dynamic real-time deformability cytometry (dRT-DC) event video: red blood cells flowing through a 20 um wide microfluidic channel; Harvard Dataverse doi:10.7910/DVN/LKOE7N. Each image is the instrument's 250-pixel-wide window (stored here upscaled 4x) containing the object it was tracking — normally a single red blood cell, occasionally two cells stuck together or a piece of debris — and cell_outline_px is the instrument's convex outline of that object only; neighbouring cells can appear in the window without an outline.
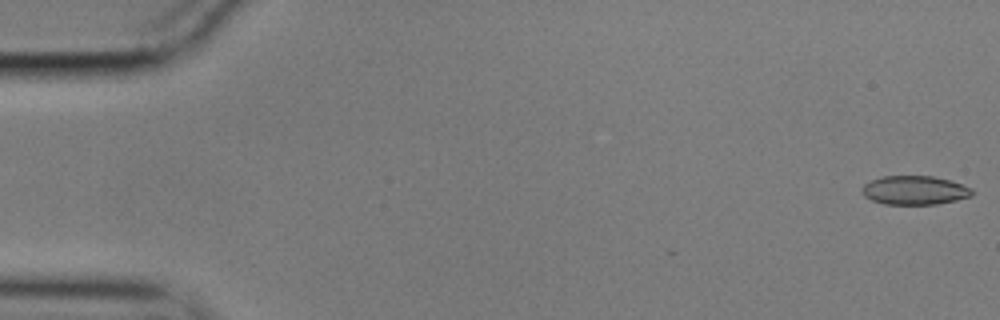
{"species": "common noctule bat (a hibernating species)", "species_latin": "Nyctalus noctula", "temperature_condition": "cold", "stored_images_in_passage": 9, "camera_frame_rate_fps": 3000, "um_per_image_px": 0.085, "animal": {"sex": "male", "body_mass_g": 17.9}, "frame": {"image": 1, "passage_image": 1, "time_ms": 0.0, "image_size_px": [1000, 320], "cell_outline_px": [[976, 192], [972, 196], [956, 200], [936, 204], [884, 204], [872, 200], [864, 196], [860, 192], [860, 188], [864, 184], [872, 180], [884, 176], [932, 176], [952, 180], [972, 188]], "centroid_in_image_um": [77.76, 16.17], "position_along_channel_um": 7.2, "area_um2": 18.73}}